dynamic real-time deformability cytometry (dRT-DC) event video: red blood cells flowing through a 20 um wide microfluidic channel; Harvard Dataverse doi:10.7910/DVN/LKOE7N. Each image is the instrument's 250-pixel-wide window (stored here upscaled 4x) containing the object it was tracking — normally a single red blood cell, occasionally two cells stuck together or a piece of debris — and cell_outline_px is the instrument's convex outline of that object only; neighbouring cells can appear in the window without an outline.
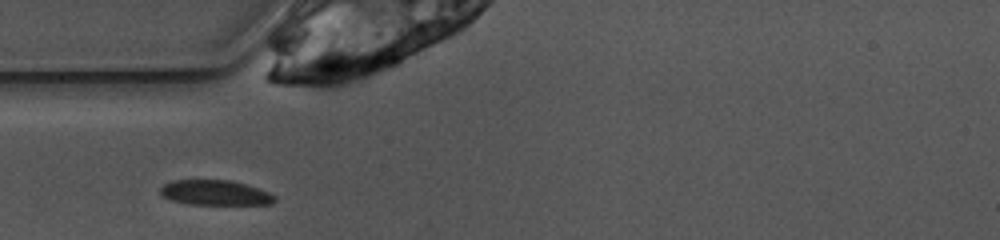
{"species": "common noctule bat (a hibernating species)", "species_latin": "Nyctalus noctula", "temperature_condition": "warm", "stored_images_in_passage": 24, "camera_frame_rate_fps": 3000, "um_per_image_px": 0.085, "animal": {"sex": "female", "body_mass_g": 10.0, "forearm_length_mm": 53.1}, "frame": {"image": 1, "passage_image": 1, "time_ms": 0.0, "image_size_px": [1000, 240], "cell_outline_px": [[276, 200], [272, 204], [188, 204], [172, 200], [164, 196], [160, 192], [160, 188], [164, 184], [172, 180], [232, 180], [260, 188], [276, 196]], "centroid_in_image_um": [18.32, 16.37], "position_along_channel_um": 66.7, "area_um2": 16.7}}
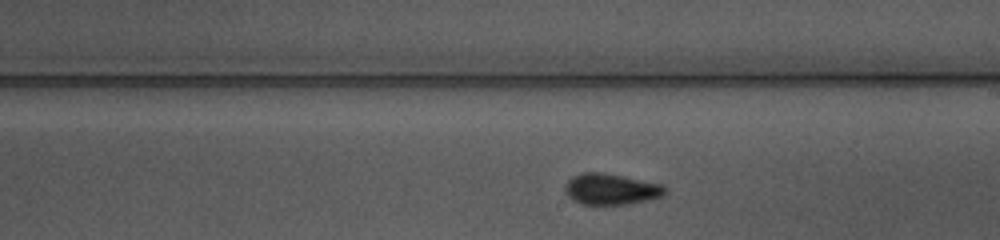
{"frame": {"image": 2, "passage_image": 14, "time_ms": 4.333, "image_size_px": [1000, 240], "cell_outline_px": [[668, 192], [664, 196], [648, 200], [628, 204], [580, 204], [572, 200], [564, 192], [564, 184], [572, 176], [584, 172], [604, 172], [664, 184], [668, 188]], "centroid_in_image_um": [51.96, 16.07], "position_along_channel_um": 237.0, "area_um2": 18.55}}
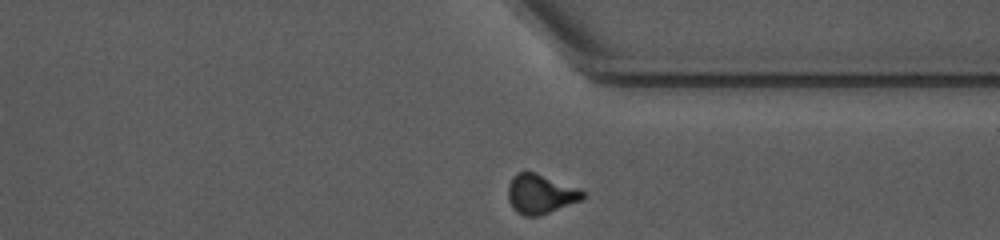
{"frame": {"image": 3, "passage_image": 24, "time_ms": 7.667, "image_size_px": [1000, 240], "cell_outline_px": [[588, 196], [580, 200], [540, 216], [524, 216], [516, 212], [512, 208], [508, 200], [508, 184], [512, 176], [520, 172], [536, 172], [580, 188]], "centroid_in_image_um": [45.94, 16.49], "position_along_channel_um": 365.5, "area_um2": 17.4}}